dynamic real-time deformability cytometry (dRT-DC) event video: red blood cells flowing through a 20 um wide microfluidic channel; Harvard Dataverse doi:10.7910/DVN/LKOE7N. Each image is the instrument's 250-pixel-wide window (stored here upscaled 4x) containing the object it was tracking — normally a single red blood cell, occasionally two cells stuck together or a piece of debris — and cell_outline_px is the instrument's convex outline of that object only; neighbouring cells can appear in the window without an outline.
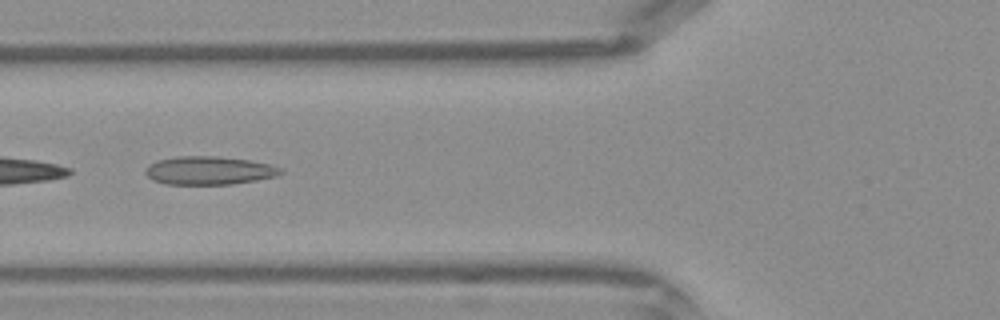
{"species": "Egyptian fruit bat (a non-hibernating species)", "species_latin": "Rousettus aegyptiacus", "temperature_condition": "warm", "stored_images_in_passage": 18, "camera_frame_rate_fps": 3000, "um_per_image_px": 0.085, "frame": {"image": 1, "passage_image": 3, "time_ms": 0.667, "image_size_px": [1000, 320], "cell_outline_px": [[284, 172], [276, 176], [256, 180], [232, 184], [164, 184], [152, 180], [144, 172], [148, 164], [156, 160], [176, 156], [216, 156], [248, 160], [268, 164], [284, 168]], "centroid_in_image_um": [17.75, 14.49], "position_along_channel_um": 108.1, "area_um2": 22.43}}
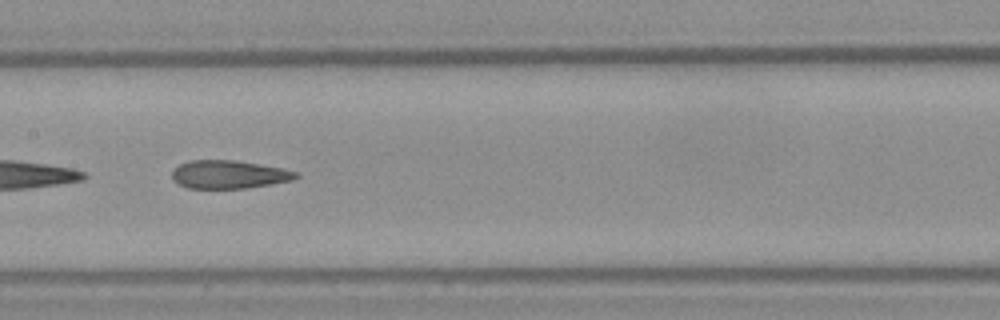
{"frame": {"image": 2, "passage_image": 8, "time_ms": 2.333, "image_size_px": [1000, 320], "cell_outline_px": [[300, 176], [292, 180], [272, 184], [248, 188], [188, 188], [172, 180], [172, 168], [188, 160], [236, 160], [280, 168], [296, 172]], "centroid_in_image_um": [19.42, 14.83], "position_along_channel_um": 188.0, "area_um2": 20.35}}
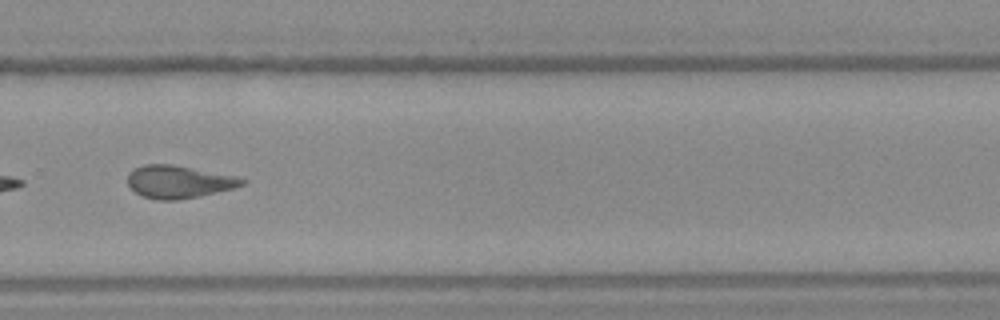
{"frame": {"image": 3, "passage_image": 16, "time_ms": 5.0, "image_size_px": [1000, 320], "cell_outline_px": [[248, 180], [244, 184], [232, 188], [196, 196], [176, 200], [156, 200], [144, 196], [136, 192], [128, 184], [128, 172], [144, 164], [172, 164], [232, 176]], "centroid_in_image_um": [15.13, 15.45], "position_along_channel_um": 314.7, "area_um2": 21.21}}